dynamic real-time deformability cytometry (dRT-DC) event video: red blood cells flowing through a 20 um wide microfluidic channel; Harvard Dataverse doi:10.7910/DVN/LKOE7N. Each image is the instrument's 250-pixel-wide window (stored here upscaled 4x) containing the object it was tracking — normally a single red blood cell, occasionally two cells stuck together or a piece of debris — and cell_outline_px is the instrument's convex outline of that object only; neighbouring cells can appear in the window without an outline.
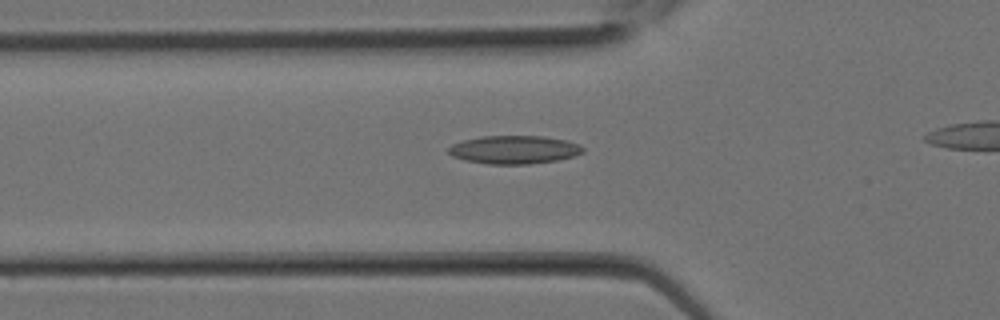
{"species": "Egyptian fruit bat (a non-hibernating species)", "species_latin": "Rousettus aegyptiacus", "temperature_condition": "room temperature", "stored_images_in_passage": 12, "camera_frame_rate_fps": 3000, "um_per_image_px": 0.085, "animal": {"sex": "female"}, "frame": {"image": 1, "passage_image": 7, "time_ms": 2.0, "image_size_px": [1000, 320], "cell_outline_px": [[584, 152], [572, 156], [556, 160], [528, 164], [488, 164], [464, 160], [452, 156], [448, 152], [448, 148], [452, 144], [464, 140], [480, 136], [544, 136], [564, 140], [580, 144], [584, 148]], "centroid_in_image_um": [43.68, 12.72], "position_along_channel_um": 82.1, "area_um2": 22.08}}
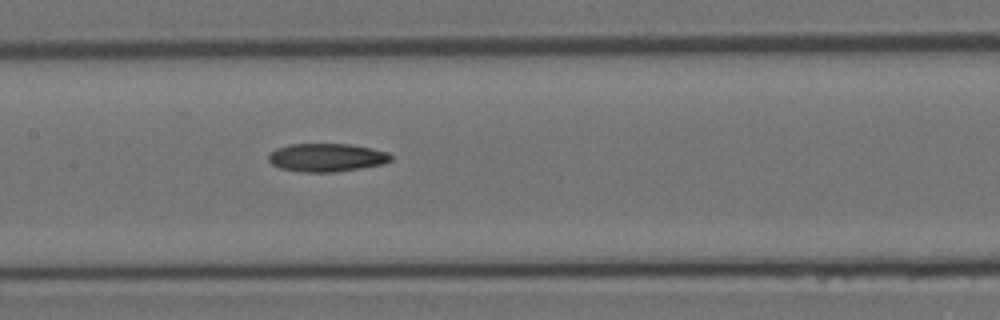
{"frame": {"image": 2, "passage_image": 11, "time_ms": 3.333, "image_size_px": [1000, 320], "cell_outline_px": [[392, 160], [384, 164], [336, 172], [304, 172], [280, 168], [272, 164], [268, 160], [268, 156], [276, 148], [292, 144], [348, 144], [372, 148], [388, 152], [392, 156]], "centroid_in_image_um": [27.79, 13.39], "position_along_channel_um": 179.6, "area_um2": 20.11}}